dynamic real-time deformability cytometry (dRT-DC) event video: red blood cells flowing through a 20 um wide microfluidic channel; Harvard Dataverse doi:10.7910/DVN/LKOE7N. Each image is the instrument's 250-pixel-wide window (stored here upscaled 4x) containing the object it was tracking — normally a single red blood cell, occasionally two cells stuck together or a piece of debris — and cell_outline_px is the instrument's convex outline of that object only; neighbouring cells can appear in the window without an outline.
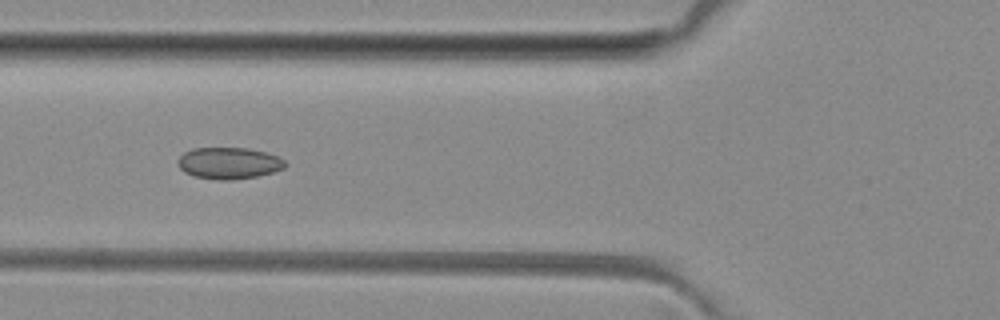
{"species": "common noctule bat (a hibernating species)", "species_latin": "Nyctalus noctula", "temperature_condition": "room temperature", "stored_images_in_passage": 7, "camera_frame_rate_fps": 3000, "um_per_image_px": 0.085, "animal": {"sex": "female", "body_mass_g": 29.2, "forearm_length_mm": 56.3}, "frame": {"image": 1, "passage_image": 5, "time_ms": 5.333, "image_size_px": [1000, 320], "cell_outline_px": [[288, 164], [284, 168], [272, 172], [256, 176], [232, 180], [220, 180], [192, 176], [184, 172], [180, 168], [176, 160], [184, 152], [192, 148], [248, 148], [268, 152], [280, 156]], "centroid_in_image_um": [19.46, 13.86], "position_along_channel_um": 106.3, "area_um2": 20.0}}
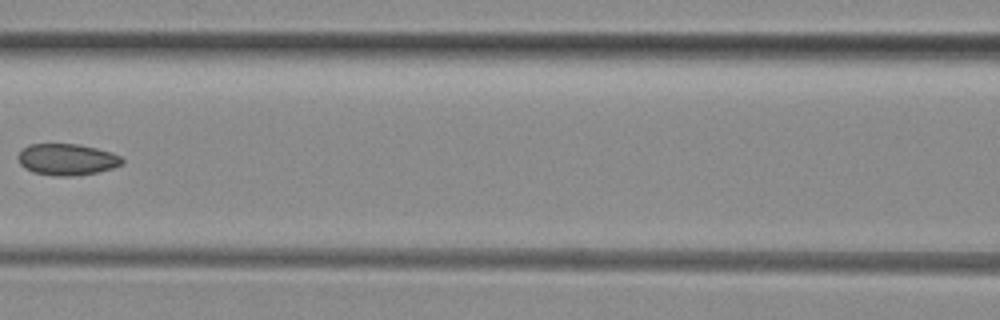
{"frame": {"image": 2, "passage_image": 6, "time_ms": 6.667, "image_size_px": [1000, 320], "cell_outline_px": [[124, 164], [112, 168], [96, 172], [76, 176], [56, 176], [32, 172], [24, 168], [20, 164], [16, 156], [24, 148], [32, 144], [80, 144], [112, 152], [120, 156], [124, 160]], "centroid_in_image_um": [5.7, 13.56], "position_along_channel_um": 160.9, "area_um2": 19.19}}
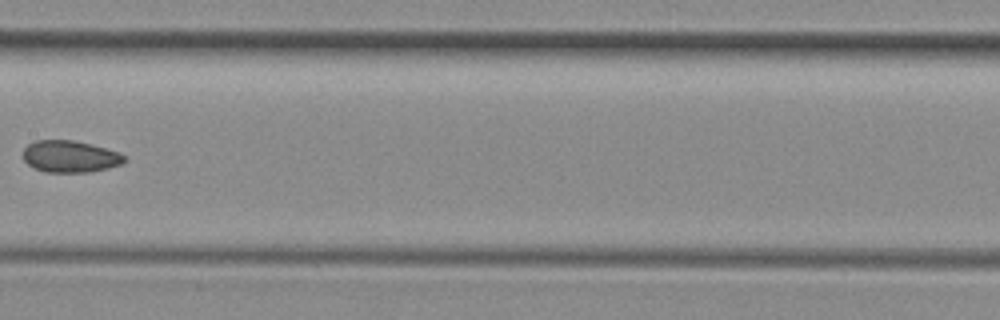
{"frame": {"image": 3, "passage_image": 7, "time_ms": 7.667, "image_size_px": [1000, 320], "cell_outline_px": [[128, 160], [120, 164], [108, 168], [88, 172], [44, 172], [28, 164], [24, 160], [24, 148], [28, 144], [36, 140], [72, 140], [120, 152]], "centroid_in_image_um": [5.96, 13.3], "position_along_channel_um": 201.4, "area_um2": 18.61}}